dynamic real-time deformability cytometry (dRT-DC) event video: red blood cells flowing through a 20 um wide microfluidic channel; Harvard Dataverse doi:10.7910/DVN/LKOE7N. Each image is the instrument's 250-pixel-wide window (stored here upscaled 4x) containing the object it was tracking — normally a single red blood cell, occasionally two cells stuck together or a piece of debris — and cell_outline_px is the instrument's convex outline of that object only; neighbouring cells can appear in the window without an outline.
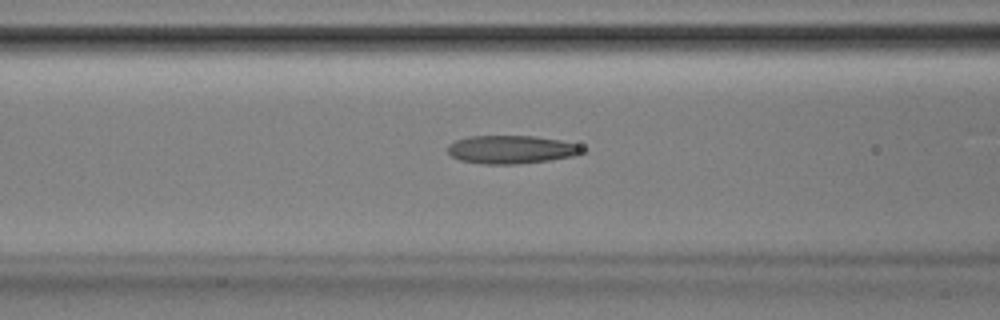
{"species": "Egyptian fruit bat (a non-hibernating species)", "species_latin": "Rousettus aegyptiacus", "temperature_condition": "room temperature", "stored_images_in_passage": 40, "camera_frame_rate_fps": 3000, "um_per_image_px": 0.085, "animal": {"sex": "male"}, "frame": {"image": 1, "passage_image": 9, "time_ms": 2.667, "image_size_px": [1000, 320], "cell_outline_px": [[588, 152], [576, 156], [548, 160], [516, 164], [484, 164], [460, 160], [452, 156], [448, 152], [448, 144], [456, 140], [468, 136], [536, 136], [560, 140], [576, 144], [588, 148]], "centroid_in_image_um": [43.53, 12.7], "position_along_channel_um": 123.1, "area_um2": 22.37}}
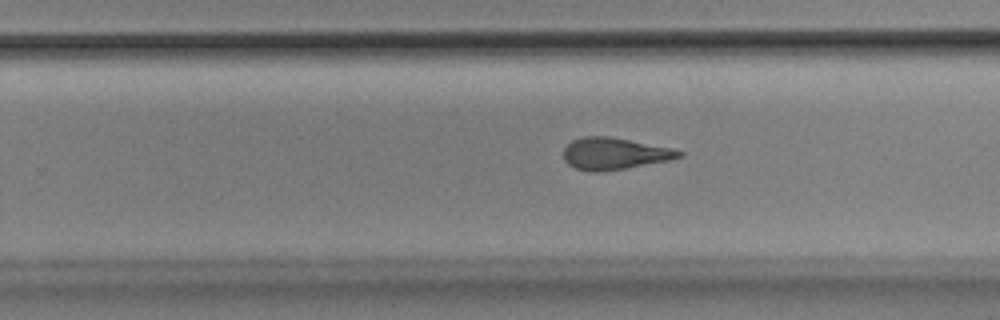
{"frame": {"image": 2, "passage_image": 21, "time_ms": 6.667, "image_size_px": [1000, 320], "cell_outline_px": [[684, 156], [668, 160], [624, 168], [600, 172], [588, 172], [576, 168], [568, 164], [564, 160], [564, 148], [572, 140], [584, 136], [608, 136], [672, 148], [684, 152]], "centroid_in_image_um": [52.2, 13.06], "position_along_channel_um": 277.6, "area_um2": 21.27}}
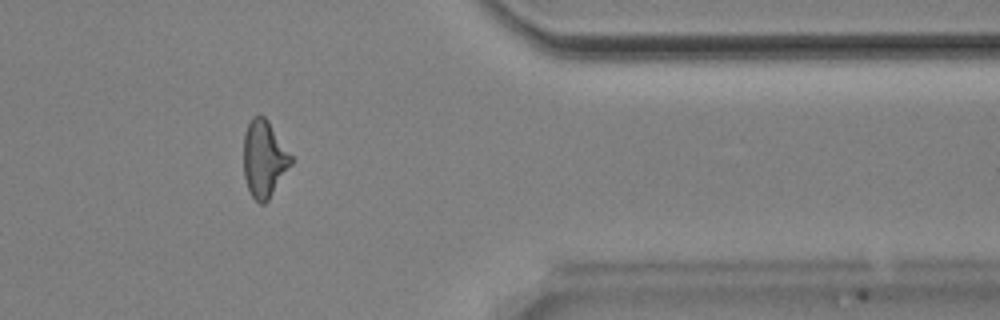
{"frame": {"image": 3, "passage_image": 31, "time_ms": 10.0, "image_size_px": [1000, 320], "cell_outline_px": [[292, 164], [268, 200], [264, 204], [260, 204], [252, 196], [248, 188], [244, 176], [244, 132], [252, 116], [264, 116], [268, 120], [292, 156]], "centroid_in_image_um": [22.45, 13.5], "position_along_channel_um": 389.0, "area_um2": 21.1}, "authors_computed_cell_mechanics": {"area_um2": 21.5594, "velocity_mm_per_s": 3.8659, "shape_relaxation_time_tau1_ms": 5.7793, "shape_relaxation_time_tau2_ms": 2.415, "deformation_change_tau1": 0.2101, "deformation_change_tau2": 0.1307}}